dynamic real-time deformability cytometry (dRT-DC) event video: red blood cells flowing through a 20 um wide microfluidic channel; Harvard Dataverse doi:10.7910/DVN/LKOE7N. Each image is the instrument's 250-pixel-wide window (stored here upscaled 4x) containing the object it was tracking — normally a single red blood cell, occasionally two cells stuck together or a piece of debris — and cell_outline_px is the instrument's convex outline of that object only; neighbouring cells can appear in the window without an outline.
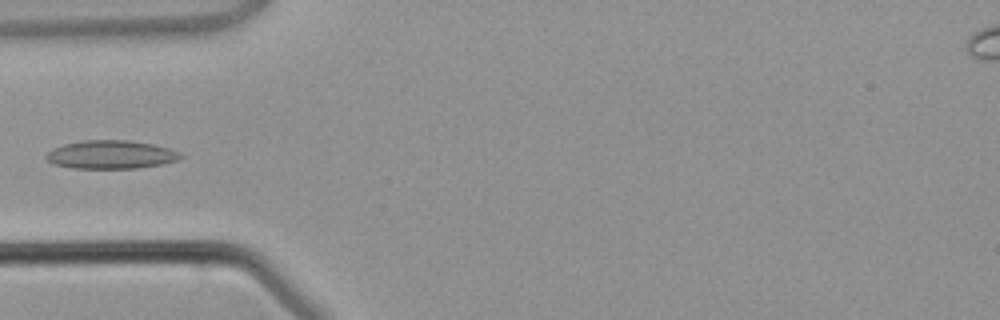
{"species": "common noctule bat (a hibernating species)", "species_latin": "Nyctalus noctula", "temperature_condition": "warm", "stored_images_in_passage": 2, "camera_frame_rate_fps": 3000, "um_per_image_px": 0.085, "animal": {"sex": "male", "body_mass_g": 21.5, "forearm_length_mm": 52.0}, "frame": {"image": 1, "passage_image": 2, "time_ms": 1.0, "image_size_px": [1000, 320], "cell_outline_px": [[184, 156], [176, 160], [160, 164], [136, 168], [72, 168], [52, 164], [44, 156], [52, 148], [64, 144], [80, 140], [128, 140], [152, 144], [168, 148], [180, 152]], "centroid_in_image_um": [9.38, 13.13], "position_along_channel_um": 75.6, "area_um2": 22.2}}